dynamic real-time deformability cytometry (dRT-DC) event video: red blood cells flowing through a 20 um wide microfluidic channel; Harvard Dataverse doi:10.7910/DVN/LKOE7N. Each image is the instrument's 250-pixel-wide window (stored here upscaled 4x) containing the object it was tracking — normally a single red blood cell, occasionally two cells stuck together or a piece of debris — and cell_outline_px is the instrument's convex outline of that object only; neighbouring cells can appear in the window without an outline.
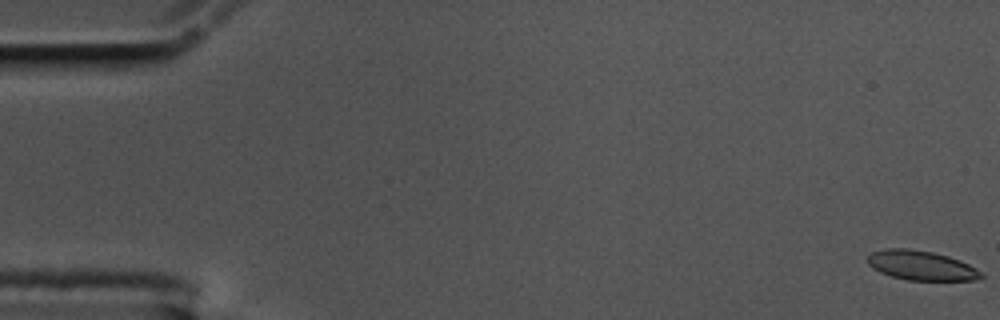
{"species": "common noctule bat (a hibernating species)", "species_latin": "Nyctalus noctula", "temperature_condition": "cold", "stored_images_in_passage": 59, "camera_frame_rate_fps": 3000, "um_per_image_px": 0.085, "animal": {"sex": "male", "body_mass_g": 17.5, "forearm_length_mm": 52.3}, "frame": {"image": 1, "passage_image": 1, "time_ms": 0.0, "image_size_px": [1000, 320], "cell_outline_px": [[984, 276], [976, 280], [908, 280], [892, 276], [880, 272], [872, 268], [868, 264], [868, 256], [872, 252], [884, 248], [908, 248], [932, 252], [948, 256], [960, 260], [976, 268]], "centroid_in_image_um": [78.29, 22.56], "position_along_channel_um": 6.7, "area_um2": 19.48}}
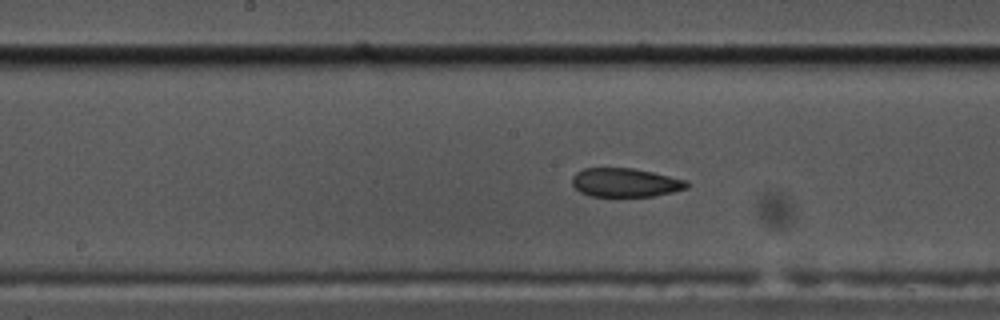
{"frame": {"image": 2, "passage_image": 30, "time_ms": 9.667, "image_size_px": [1000, 320], "cell_outline_px": [[692, 184], [688, 188], [672, 192], [652, 196], [592, 196], [580, 192], [572, 184], [572, 176], [576, 172], [584, 168], [632, 168], [652, 172], [688, 180]], "centroid_in_image_um": [53.18, 15.51], "position_along_channel_um": 195.0, "area_um2": 19.31}}
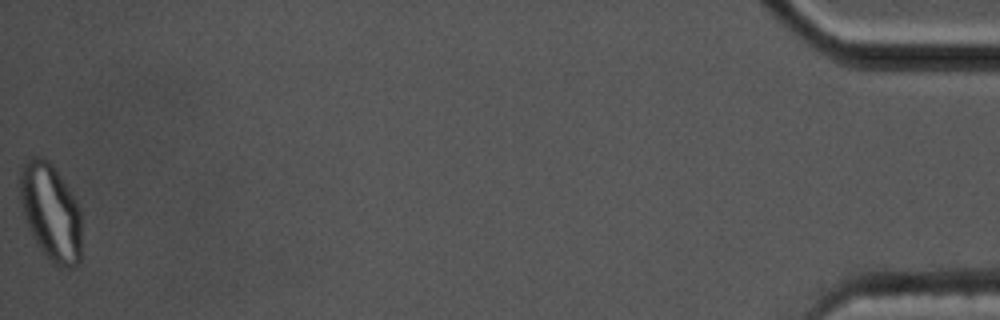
{"frame": {"image": 3, "passage_image": 59, "time_ms": 19.333, "image_size_px": [1000, 320], "cell_outline_px": [[80, 260], [72, 268], [60, 268], [48, 260], [36, 244], [28, 228], [24, 216], [20, 200], [20, 168], [24, 160], [32, 156], [44, 156], [52, 164], [72, 192], [80, 208]], "centroid_in_image_um": [4.29, 18.01], "position_along_channel_um": 430.9, "area_um2": 35.37}, "authors_computed_cell_mechanics": {"area_um2": 20.5768, "velocity_mm_per_s": 3.4603, "shape_relaxation_time_tau1_ms": 6.779, "shape_relaxation_time_tau2_ms": 2.4465, "deformation_change_tau1": 0.1914, "deformation_change_tau2": 0.091}}